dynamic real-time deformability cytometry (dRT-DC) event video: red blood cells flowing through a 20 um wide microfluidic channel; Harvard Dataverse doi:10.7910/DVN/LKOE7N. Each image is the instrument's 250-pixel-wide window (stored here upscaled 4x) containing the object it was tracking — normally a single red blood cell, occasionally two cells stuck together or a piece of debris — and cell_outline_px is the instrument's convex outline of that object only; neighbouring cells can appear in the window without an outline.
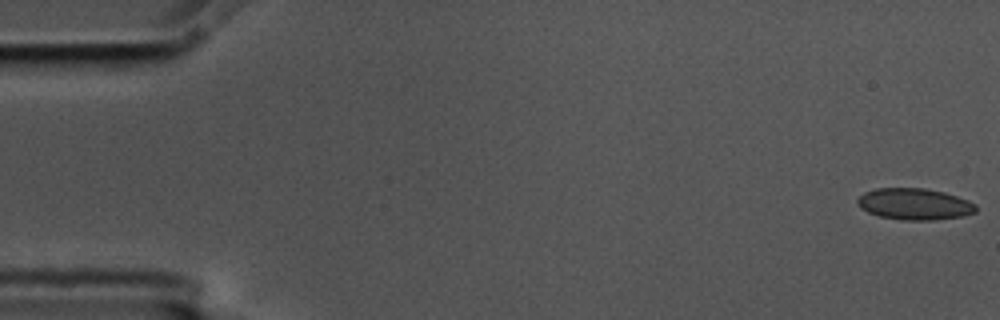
{"species": "common noctule bat (a hibernating species)", "species_latin": "Nyctalus noctula", "temperature_condition": "cold", "stored_images_in_passage": 13, "camera_frame_rate_fps": 3000, "um_per_image_px": 0.085, "animal": {"sex": "male", "body_mass_g": 17.5, "forearm_length_mm": 52.3}, "frame": {"image": 1, "passage_image": 1, "time_ms": 0.0, "image_size_px": [1000, 320], "cell_outline_px": [[976, 212], [964, 216], [936, 220], [900, 220], [880, 216], [868, 212], [860, 208], [856, 204], [856, 200], [864, 192], [876, 188], [924, 188], [944, 192], [968, 200], [976, 204]], "centroid_in_image_um": [77.72, 17.35], "position_along_channel_um": 7.3, "area_um2": 21.91}}